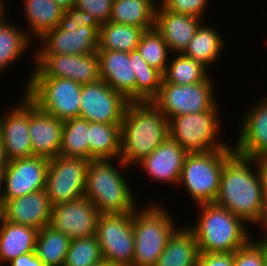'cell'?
Returning a JSON list of instances; mask_svg holds the SVG:
<instances>
[{
    "instance_id": "obj_1",
    "label": "cell",
    "mask_w": 267,
    "mask_h": 266,
    "mask_svg": "<svg viewBox=\"0 0 267 266\" xmlns=\"http://www.w3.org/2000/svg\"><path fill=\"white\" fill-rule=\"evenodd\" d=\"M263 195L262 179L255 159L235 152L224 164L214 203L242 219L248 227L254 226L258 220Z\"/></svg>"
},
{
    "instance_id": "obj_2",
    "label": "cell",
    "mask_w": 267,
    "mask_h": 266,
    "mask_svg": "<svg viewBox=\"0 0 267 266\" xmlns=\"http://www.w3.org/2000/svg\"><path fill=\"white\" fill-rule=\"evenodd\" d=\"M169 137V120L151 102H129L121 122L120 159L136 167Z\"/></svg>"
},
{
    "instance_id": "obj_3",
    "label": "cell",
    "mask_w": 267,
    "mask_h": 266,
    "mask_svg": "<svg viewBox=\"0 0 267 266\" xmlns=\"http://www.w3.org/2000/svg\"><path fill=\"white\" fill-rule=\"evenodd\" d=\"M126 169L128 166L120 158L89 162L84 196L100 214L132 213L138 207L135 193L121 173Z\"/></svg>"
},
{
    "instance_id": "obj_4",
    "label": "cell",
    "mask_w": 267,
    "mask_h": 266,
    "mask_svg": "<svg viewBox=\"0 0 267 266\" xmlns=\"http://www.w3.org/2000/svg\"><path fill=\"white\" fill-rule=\"evenodd\" d=\"M197 209V221L187 227L196 237L199 253L235 252L253 237L246 223L227 209L215 203Z\"/></svg>"
},
{
    "instance_id": "obj_5",
    "label": "cell",
    "mask_w": 267,
    "mask_h": 266,
    "mask_svg": "<svg viewBox=\"0 0 267 266\" xmlns=\"http://www.w3.org/2000/svg\"><path fill=\"white\" fill-rule=\"evenodd\" d=\"M150 204L138 206L132 212L133 266H155L169 238L179 228L165 206L158 202Z\"/></svg>"
},
{
    "instance_id": "obj_6",
    "label": "cell",
    "mask_w": 267,
    "mask_h": 266,
    "mask_svg": "<svg viewBox=\"0 0 267 266\" xmlns=\"http://www.w3.org/2000/svg\"><path fill=\"white\" fill-rule=\"evenodd\" d=\"M234 153V149L187 153L178 186L185 187L197 206L214 203L224 164Z\"/></svg>"
},
{
    "instance_id": "obj_7",
    "label": "cell",
    "mask_w": 267,
    "mask_h": 266,
    "mask_svg": "<svg viewBox=\"0 0 267 266\" xmlns=\"http://www.w3.org/2000/svg\"><path fill=\"white\" fill-rule=\"evenodd\" d=\"M221 115L219 106L213 110L183 114L169 119V137L187 153L234 149L220 139Z\"/></svg>"
},
{
    "instance_id": "obj_8",
    "label": "cell",
    "mask_w": 267,
    "mask_h": 266,
    "mask_svg": "<svg viewBox=\"0 0 267 266\" xmlns=\"http://www.w3.org/2000/svg\"><path fill=\"white\" fill-rule=\"evenodd\" d=\"M82 84L63 78H30L23 93L44 113L66 121L80 117Z\"/></svg>"
},
{
    "instance_id": "obj_9",
    "label": "cell",
    "mask_w": 267,
    "mask_h": 266,
    "mask_svg": "<svg viewBox=\"0 0 267 266\" xmlns=\"http://www.w3.org/2000/svg\"><path fill=\"white\" fill-rule=\"evenodd\" d=\"M212 75L195 84L161 83L158 95L151 101L169 120L171 117L213 110L215 100Z\"/></svg>"
},
{
    "instance_id": "obj_10",
    "label": "cell",
    "mask_w": 267,
    "mask_h": 266,
    "mask_svg": "<svg viewBox=\"0 0 267 266\" xmlns=\"http://www.w3.org/2000/svg\"><path fill=\"white\" fill-rule=\"evenodd\" d=\"M103 260L110 266H133L132 213L100 214L95 229Z\"/></svg>"
},
{
    "instance_id": "obj_11",
    "label": "cell",
    "mask_w": 267,
    "mask_h": 266,
    "mask_svg": "<svg viewBox=\"0 0 267 266\" xmlns=\"http://www.w3.org/2000/svg\"><path fill=\"white\" fill-rule=\"evenodd\" d=\"M32 72L27 76V88L30 78H63L80 84L100 80L99 57L97 52L89 55L73 54H34Z\"/></svg>"
},
{
    "instance_id": "obj_12",
    "label": "cell",
    "mask_w": 267,
    "mask_h": 266,
    "mask_svg": "<svg viewBox=\"0 0 267 266\" xmlns=\"http://www.w3.org/2000/svg\"><path fill=\"white\" fill-rule=\"evenodd\" d=\"M89 162L61 155L49 160L45 190L52 206L84 196Z\"/></svg>"
},
{
    "instance_id": "obj_13",
    "label": "cell",
    "mask_w": 267,
    "mask_h": 266,
    "mask_svg": "<svg viewBox=\"0 0 267 266\" xmlns=\"http://www.w3.org/2000/svg\"><path fill=\"white\" fill-rule=\"evenodd\" d=\"M80 98V117L88 122L105 124H121L130 102L101 79L82 84Z\"/></svg>"
},
{
    "instance_id": "obj_14",
    "label": "cell",
    "mask_w": 267,
    "mask_h": 266,
    "mask_svg": "<svg viewBox=\"0 0 267 266\" xmlns=\"http://www.w3.org/2000/svg\"><path fill=\"white\" fill-rule=\"evenodd\" d=\"M99 211L85 196L52 206L50 224L71 240L95 236Z\"/></svg>"
},
{
    "instance_id": "obj_15",
    "label": "cell",
    "mask_w": 267,
    "mask_h": 266,
    "mask_svg": "<svg viewBox=\"0 0 267 266\" xmlns=\"http://www.w3.org/2000/svg\"><path fill=\"white\" fill-rule=\"evenodd\" d=\"M49 160L29 156L7 162L2 199H14L46 187Z\"/></svg>"
},
{
    "instance_id": "obj_16",
    "label": "cell",
    "mask_w": 267,
    "mask_h": 266,
    "mask_svg": "<svg viewBox=\"0 0 267 266\" xmlns=\"http://www.w3.org/2000/svg\"><path fill=\"white\" fill-rule=\"evenodd\" d=\"M99 32L89 26H57L38 39L34 54L89 55L98 50Z\"/></svg>"
},
{
    "instance_id": "obj_17",
    "label": "cell",
    "mask_w": 267,
    "mask_h": 266,
    "mask_svg": "<svg viewBox=\"0 0 267 266\" xmlns=\"http://www.w3.org/2000/svg\"><path fill=\"white\" fill-rule=\"evenodd\" d=\"M22 95L19 104L0 114V133L7 162L32 156L29 98L24 93Z\"/></svg>"
},
{
    "instance_id": "obj_18",
    "label": "cell",
    "mask_w": 267,
    "mask_h": 266,
    "mask_svg": "<svg viewBox=\"0 0 267 266\" xmlns=\"http://www.w3.org/2000/svg\"><path fill=\"white\" fill-rule=\"evenodd\" d=\"M253 102L243 113L233 148L241 156L256 159L267 155V95Z\"/></svg>"
},
{
    "instance_id": "obj_19",
    "label": "cell",
    "mask_w": 267,
    "mask_h": 266,
    "mask_svg": "<svg viewBox=\"0 0 267 266\" xmlns=\"http://www.w3.org/2000/svg\"><path fill=\"white\" fill-rule=\"evenodd\" d=\"M52 204L46 190L14 199H2V219L40 230L50 224Z\"/></svg>"
},
{
    "instance_id": "obj_20",
    "label": "cell",
    "mask_w": 267,
    "mask_h": 266,
    "mask_svg": "<svg viewBox=\"0 0 267 266\" xmlns=\"http://www.w3.org/2000/svg\"><path fill=\"white\" fill-rule=\"evenodd\" d=\"M187 152L172 138L165 139L137 165L149 179L178 186Z\"/></svg>"
},
{
    "instance_id": "obj_21",
    "label": "cell",
    "mask_w": 267,
    "mask_h": 266,
    "mask_svg": "<svg viewBox=\"0 0 267 266\" xmlns=\"http://www.w3.org/2000/svg\"><path fill=\"white\" fill-rule=\"evenodd\" d=\"M64 121L41 111L29 99V135L32 155L48 160L60 155Z\"/></svg>"
},
{
    "instance_id": "obj_22",
    "label": "cell",
    "mask_w": 267,
    "mask_h": 266,
    "mask_svg": "<svg viewBox=\"0 0 267 266\" xmlns=\"http://www.w3.org/2000/svg\"><path fill=\"white\" fill-rule=\"evenodd\" d=\"M100 78L115 91L135 102L134 50L130 53L118 50H97Z\"/></svg>"
},
{
    "instance_id": "obj_23",
    "label": "cell",
    "mask_w": 267,
    "mask_h": 266,
    "mask_svg": "<svg viewBox=\"0 0 267 266\" xmlns=\"http://www.w3.org/2000/svg\"><path fill=\"white\" fill-rule=\"evenodd\" d=\"M204 19L168 11L159 1L155 28L165 39L171 55L183 53Z\"/></svg>"
},
{
    "instance_id": "obj_24",
    "label": "cell",
    "mask_w": 267,
    "mask_h": 266,
    "mask_svg": "<svg viewBox=\"0 0 267 266\" xmlns=\"http://www.w3.org/2000/svg\"><path fill=\"white\" fill-rule=\"evenodd\" d=\"M39 230L1 218L0 220V266L8 264L20 255L35 252Z\"/></svg>"
},
{
    "instance_id": "obj_25",
    "label": "cell",
    "mask_w": 267,
    "mask_h": 266,
    "mask_svg": "<svg viewBox=\"0 0 267 266\" xmlns=\"http://www.w3.org/2000/svg\"><path fill=\"white\" fill-rule=\"evenodd\" d=\"M22 2L24 18L28 23L25 33L33 42L57 27L65 12L54 0H22Z\"/></svg>"
},
{
    "instance_id": "obj_26",
    "label": "cell",
    "mask_w": 267,
    "mask_h": 266,
    "mask_svg": "<svg viewBox=\"0 0 267 266\" xmlns=\"http://www.w3.org/2000/svg\"><path fill=\"white\" fill-rule=\"evenodd\" d=\"M169 238L155 266H197L199 250L196 237L186 226Z\"/></svg>"
},
{
    "instance_id": "obj_27",
    "label": "cell",
    "mask_w": 267,
    "mask_h": 266,
    "mask_svg": "<svg viewBox=\"0 0 267 266\" xmlns=\"http://www.w3.org/2000/svg\"><path fill=\"white\" fill-rule=\"evenodd\" d=\"M88 160L118 159L121 153V124L89 122Z\"/></svg>"
},
{
    "instance_id": "obj_28",
    "label": "cell",
    "mask_w": 267,
    "mask_h": 266,
    "mask_svg": "<svg viewBox=\"0 0 267 266\" xmlns=\"http://www.w3.org/2000/svg\"><path fill=\"white\" fill-rule=\"evenodd\" d=\"M158 4V0H114L110 21L150 30L155 27Z\"/></svg>"
},
{
    "instance_id": "obj_29",
    "label": "cell",
    "mask_w": 267,
    "mask_h": 266,
    "mask_svg": "<svg viewBox=\"0 0 267 266\" xmlns=\"http://www.w3.org/2000/svg\"><path fill=\"white\" fill-rule=\"evenodd\" d=\"M200 25L183 54L201 63L207 69L223 54L225 40L210 23ZM212 25V26H211Z\"/></svg>"
},
{
    "instance_id": "obj_30",
    "label": "cell",
    "mask_w": 267,
    "mask_h": 266,
    "mask_svg": "<svg viewBox=\"0 0 267 266\" xmlns=\"http://www.w3.org/2000/svg\"><path fill=\"white\" fill-rule=\"evenodd\" d=\"M145 30L138 26L116 24L111 21L101 24L98 50H118L130 53L137 49Z\"/></svg>"
},
{
    "instance_id": "obj_31",
    "label": "cell",
    "mask_w": 267,
    "mask_h": 266,
    "mask_svg": "<svg viewBox=\"0 0 267 266\" xmlns=\"http://www.w3.org/2000/svg\"><path fill=\"white\" fill-rule=\"evenodd\" d=\"M71 239L51 226L38 232L35 253L45 266H64Z\"/></svg>"
},
{
    "instance_id": "obj_32",
    "label": "cell",
    "mask_w": 267,
    "mask_h": 266,
    "mask_svg": "<svg viewBox=\"0 0 267 266\" xmlns=\"http://www.w3.org/2000/svg\"><path fill=\"white\" fill-rule=\"evenodd\" d=\"M7 19L0 24V73L13 65L26 51L30 50L32 41L23 27H18ZM12 63V64H11Z\"/></svg>"
},
{
    "instance_id": "obj_33",
    "label": "cell",
    "mask_w": 267,
    "mask_h": 266,
    "mask_svg": "<svg viewBox=\"0 0 267 266\" xmlns=\"http://www.w3.org/2000/svg\"><path fill=\"white\" fill-rule=\"evenodd\" d=\"M175 55V56H174ZM174 56V58H173ZM164 71L162 83L195 84L209 76V69L183 53H174Z\"/></svg>"
},
{
    "instance_id": "obj_34",
    "label": "cell",
    "mask_w": 267,
    "mask_h": 266,
    "mask_svg": "<svg viewBox=\"0 0 267 266\" xmlns=\"http://www.w3.org/2000/svg\"><path fill=\"white\" fill-rule=\"evenodd\" d=\"M89 122L81 117L64 121L60 155L88 160Z\"/></svg>"
},
{
    "instance_id": "obj_35",
    "label": "cell",
    "mask_w": 267,
    "mask_h": 266,
    "mask_svg": "<svg viewBox=\"0 0 267 266\" xmlns=\"http://www.w3.org/2000/svg\"><path fill=\"white\" fill-rule=\"evenodd\" d=\"M134 68L135 102L152 101L159 93L163 80L162 73L149 66L137 49L134 50Z\"/></svg>"
},
{
    "instance_id": "obj_36",
    "label": "cell",
    "mask_w": 267,
    "mask_h": 266,
    "mask_svg": "<svg viewBox=\"0 0 267 266\" xmlns=\"http://www.w3.org/2000/svg\"><path fill=\"white\" fill-rule=\"evenodd\" d=\"M137 50L149 66L157 69L162 74L164 73L171 52L165 39L155 27L143 33Z\"/></svg>"
},
{
    "instance_id": "obj_37",
    "label": "cell",
    "mask_w": 267,
    "mask_h": 266,
    "mask_svg": "<svg viewBox=\"0 0 267 266\" xmlns=\"http://www.w3.org/2000/svg\"><path fill=\"white\" fill-rule=\"evenodd\" d=\"M104 261L95 236L70 241L64 266H93Z\"/></svg>"
},
{
    "instance_id": "obj_38",
    "label": "cell",
    "mask_w": 267,
    "mask_h": 266,
    "mask_svg": "<svg viewBox=\"0 0 267 266\" xmlns=\"http://www.w3.org/2000/svg\"><path fill=\"white\" fill-rule=\"evenodd\" d=\"M266 247L267 240L251 238L234 252V266H264Z\"/></svg>"
},
{
    "instance_id": "obj_39",
    "label": "cell",
    "mask_w": 267,
    "mask_h": 266,
    "mask_svg": "<svg viewBox=\"0 0 267 266\" xmlns=\"http://www.w3.org/2000/svg\"><path fill=\"white\" fill-rule=\"evenodd\" d=\"M170 12L187 14L203 19L209 0H159Z\"/></svg>"
},
{
    "instance_id": "obj_40",
    "label": "cell",
    "mask_w": 267,
    "mask_h": 266,
    "mask_svg": "<svg viewBox=\"0 0 267 266\" xmlns=\"http://www.w3.org/2000/svg\"><path fill=\"white\" fill-rule=\"evenodd\" d=\"M58 26H75L77 29L89 26L95 28L99 32L101 24L90 13L72 6L65 10Z\"/></svg>"
},
{
    "instance_id": "obj_41",
    "label": "cell",
    "mask_w": 267,
    "mask_h": 266,
    "mask_svg": "<svg viewBox=\"0 0 267 266\" xmlns=\"http://www.w3.org/2000/svg\"><path fill=\"white\" fill-rule=\"evenodd\" d=\"M114 0H75L77 9L93 15L100 24L110 21Z\"/></svg>"
},
{
    "instance_id": "obj_42",
    "label": "cell",
    "mask_w": 267,
    "mask_h": 266,
    "mask_svg": "<svg viewBox=\"0 0 267 266\" xmlns=\"http://www.w3.org/2000/svg\"><path fill=\"white\" fill-rule=\"evenodd\" d=\"M197 266H234V252L199 253Z\"/></svg>"
},
{
    "instance_id": "obj_43",
    "label": "cell",
    "mask_w": 267,
    "mask_h": 266,
    "mask_svg": "<svg viewBox=\"0 0 267 266\" xmlns=\"http://www.w3.org/2000/svg\"><path fill=\"white\" fill-rule=\"evenodd\" d=\"M8 266H45L35 252H29L13 259Z\"/></svg>"
},
{
    "instance_id": "obj_44",
    "label": "cell",
    "mask_w": 267,
    "mask_h": 266,
    "mask_svg": "<svg viewBox=\"0 0 267 266\" xmlns=\"http://www.w3.org/2000/svg\"><path fill=\"white\" fill-rule=\"evenodd\" d=\"M255 226H259L261 229L263 228L261 231H264L258 239L267 240V192H264L260 215L255 223Z\"/></svg>"
},
{
    "instance_id": "obj_45",
    "label": "cell",
    "mask_w": 267,
    "mask_h": 266,
    "mask_svg": "<svg viewBox=\"0 0 267 266\" xmlns=\"http://www.w3.org/2000/svg\"><path fill=\"white\" fill-rule=\"evenodd\" d=\"M255 162L261 175L263 190L267 192V155L256 158Z\"/></svg>"
},
{
    "instance_id": "obj_46",
    "label": "cell",
    "mask_w": 267,
    "mask_h": 266,
    "mask_svg": "<svg viewBox=\"0 0 267 266\" xmlns=\"http://www.w3.org/2000/svg\"><path fill=\"white\" fill-rule=\"evenodd\" d=\"M6 165H7V159L5 157L3 141L0 133V167H5Z\"/></svg>"
},
{
    "instance_id": "obj_47",
    "label": "cell",
    "mask_w": 267,
    "mask_h": 266,
    "mask_svg": "<svg viewBox=\"0 0 267 266\" xmlns=\"http://www.w3.org/2000/svg\"><path fill=\"white\" fill-rule=\"evenodd\" d=\"M61 8L67 10L68 8L74 6L75 0H54Z\"/></svg>"
},
{
    "instance_id": "obj_48",
    "label": "cell",
    "mask_w": 267,
    "mask_h": 266,
    "mask_svg": "<svg viewBox=\"0 0 267 266\" xmlns=\"http://www.w3.org/2000/svg\"><path fill=\"white\" fill-rule=\"evenodd\" d=\"M5 0H0V24L4 23L8 18L6 15V9H8L7 7H5Z\"/></svg>"
},
{
    "instance_id": "obj_49",
    "label": "cell",
    "mask_w": 267,
    "mask_h": 266,
    "mask_svg": "<svg viewBox=\"0 0 267 266\" xmlns=\"http://www.w3.org/2000/svg\"><path fill=\"white\" fill-rule=\"evenodd\" d=\"M4 174H5V167H0V206L2 204V194L4 188Z\"/></svg>"
},
{
    "instance_id": "obj_50",
    "label": "cell",
    "mask_w": 267,
    "mask_h": 266,
    "mask_svg": "<svg viewBox=\"0 0 267 266\" xmlns=\"http://www.w3.org/2000/svg\"><path fill=\"white\" fill-rule=\"evenodd\" d=\"M93 266H110L108 263H106L105 261H102L96 265H93Z\"/></svg>"
},
{
    "instance_id": "obj_51",
    "label": "cell",
    "mask_w": 267,
    "mask_h": 266,
    "mask_svg": "<svg viewBox=\"0 0 267 266\" xmlns=\"http://www.w3.org/2000/svg\"><path fill=\"white\" fill-rule=\"evenodd\" d=\"M264 266H267V247L265 248V265Z\"/></svg>"
},
{
    "instance_id": "obj_52",
    "label": "cell",
    "mask_w": 267,
    "mask_h": 266,
    "mask_svg": "<svg viewBox=\"0 0 267 266\" xmlns=\"http://www.w3.org/2000/svg\"><path fill=\"white\" fill-rule=\"evenodd\" d=\"M1 218H2V215H1V206H0V220H1Z\"/></svg>"
}]
</instances>
